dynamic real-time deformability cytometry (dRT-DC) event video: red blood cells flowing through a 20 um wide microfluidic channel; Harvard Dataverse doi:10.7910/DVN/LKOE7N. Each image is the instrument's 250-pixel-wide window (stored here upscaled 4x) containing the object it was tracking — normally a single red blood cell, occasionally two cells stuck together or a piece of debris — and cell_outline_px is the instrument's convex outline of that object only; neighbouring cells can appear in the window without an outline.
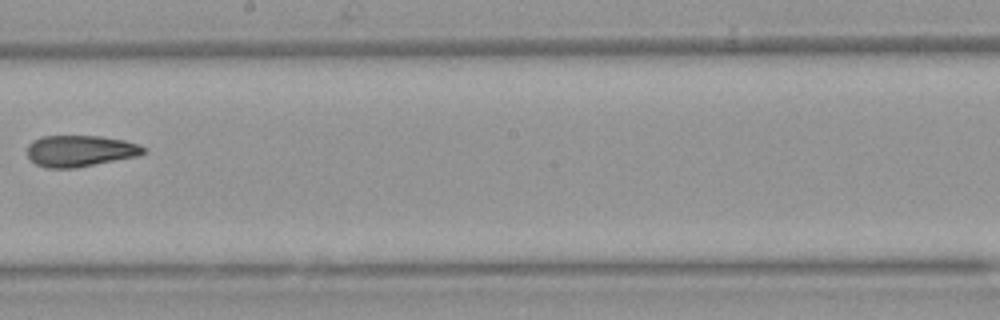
{"species": "Egyptian fruit bat (a non-hibernating species)", "species_latin": "Rousettus aegyptiacus", "temperature_condition": "warm", "stored_images_in_passage": 9, "camera_frame_rate_fps": 3000, "um_per_image_px": 0.085, "animal": {"sex": "female"}, "frame": {"image": 1, "passage_image": 8, "time_ms": 9.333, "image_size_px": [1000, 320], "cell_outline_px": [[148, 152], [140, 156], [76, 168], [44, 168], [36, 164], [28, 156], [28, 144], [32, 140], [44, 136], [100, 136], [124, 140], [140, 144], [148, 148]], "centroid_in_image_um": [6.88, 12.83], "position_along_channel_um": 241.3, "area_um2": 21.62}}
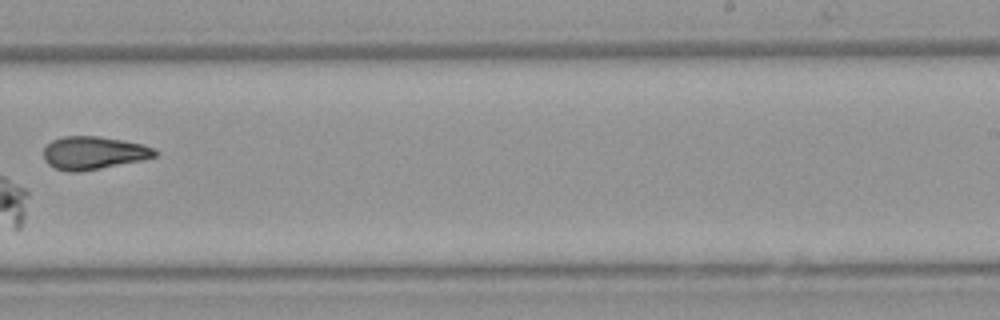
{"frame": {"image": 2, "passage_image": 9, "time_ms": 10.333, "image_size_px": [1000, 320], "cell_outline_px": [[160, 152], [156, 156], [144, 160], [100, 168], [76, 172], [68, 172], [56, 168], [48, 164], [44, 160], [44, 148], [52, 140], [64, 136], [100, 136], [124, 140], [144, 144], [156, 148]], "centroid_in_image_um": [8.01, 12.98], "position_along_channel_um": 281.0, "area_um2": 21.62}}